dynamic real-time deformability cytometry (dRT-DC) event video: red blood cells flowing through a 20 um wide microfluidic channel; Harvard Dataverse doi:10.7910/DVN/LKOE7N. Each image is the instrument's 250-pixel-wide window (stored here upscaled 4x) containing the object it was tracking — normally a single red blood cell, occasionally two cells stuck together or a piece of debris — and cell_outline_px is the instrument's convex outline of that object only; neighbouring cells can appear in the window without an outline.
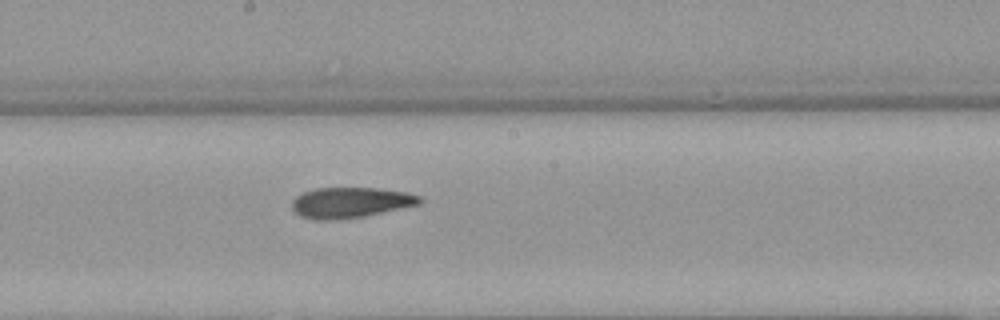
{"species": "Egyptian fruit bat (a non-hibernating species)", "species_latin": "Rousettus aegyptiacus", "temperature_condition": "warm", "stored_images_in_passage": 7, "camera_frame_rate_fps": 3000, "um_per_image_px": 0.085, "animal": {"sex": "female"}, "frame": {"image": 1, "passage_image": 6, "time_ms": 7.333, "image_size_px": [1000, 320], "cell_outline_px": [[424, 200], [420, 204], [364, 216], [332, 220], [316, 220], [300, 216], [292, 208], [292, 200], [296, 196], [304, 192], [316, 188], [380, 188], [408, 192], [420, 196]], "centroid_in_image_um": [29.81, 17.21], "position_along_channel_um": 218.4, "area_um2": 22.77}}